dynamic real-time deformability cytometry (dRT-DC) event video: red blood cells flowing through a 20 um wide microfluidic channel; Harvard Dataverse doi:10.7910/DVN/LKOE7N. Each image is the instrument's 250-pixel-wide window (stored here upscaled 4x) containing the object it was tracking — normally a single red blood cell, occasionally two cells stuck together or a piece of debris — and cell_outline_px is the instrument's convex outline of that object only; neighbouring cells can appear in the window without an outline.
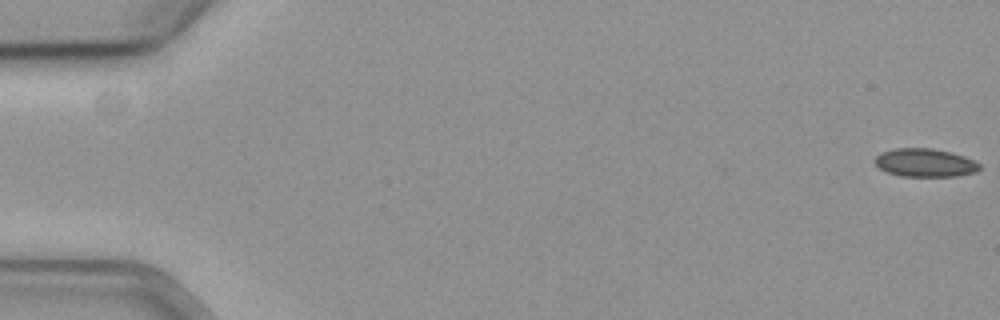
{"species": "common noctule bat (a hibernating species)", "species_latin": "Nyctalus noctula", "temperature_condition": "cold", "stored_images_in_passage": 58, "camera_frame_rate_fps": 3000, "um_per_image_px": 0.085, "animal": {"sex": "female", "body_mass_g": 19.3, "forearm_length_mm": 54.1}, "frame": {"image": 1, "passage_image": 1, "time_ms": 0.0, "image_size_px": [1000, 320], "cell_outline_px": [[980, 168], [976, 172], [956, 176], [904, 176], [888, 172], [880, 168], [876, 164], [876, 156], [880, 152], [896, 148], [932, 148], [952, 152], [964, 156], [980, 164]], "centroid_in_image_um": [78.64, 13.82], "position_along_channel_um": 6.4, "area_um2": 17.11}}
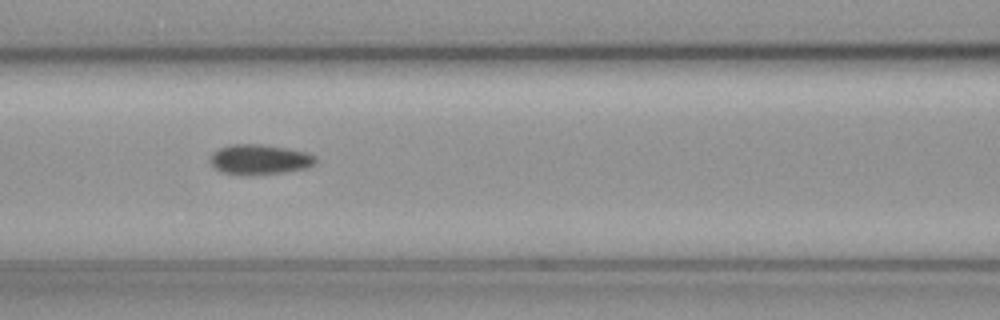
{"frame": {"image": 2, "passage_image": 26, "time_ms": 8.333, "image_size_px": [1000, 320], "cell_outline_px": [[316, 160], [312, 164], [304, 168], [284, 172], [252, 176], [244, 176], [224, 172], [216, 168], [212, 164], [212, 152], [220, 148], [232, 144], [260, 144], [284, 148], [304, 152], [316, 156]], "centroid_in_image_um": [22.04, 13.57], "position_along_channel_um": 144.6, "area_um2": 18.21}}
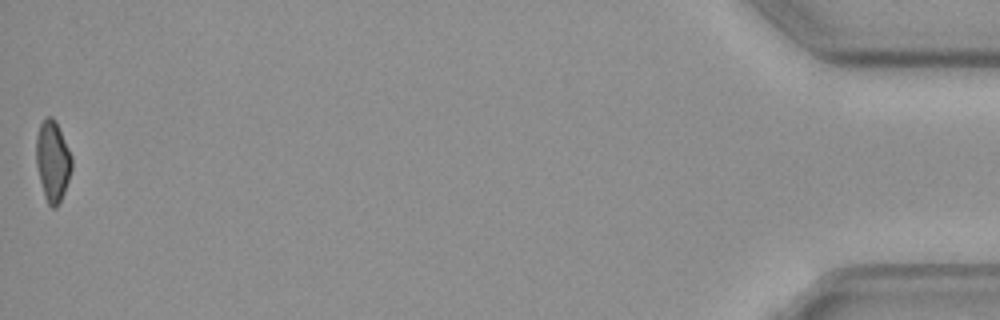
{"frame": {"image": 3, "passage_image": 58, "time_ms": 19.0, "image_size_px": [1000, 320], "cell_outline_px": [[72, 168], [64, 192], [56, 208], [52, 208], [48, 204], [44, 196], [36, 164], [36, 136], [40, 124], [44, 116], [52, 116], [56, 120], [72, 156]], "centroid_in_image_um": [4.47, 13.64], "position_along_channel_um": 430.7, "area_um2": 16.82}, "authors_computed_cell_mechanics": {"area_um2": 17.629, "velocity_mm_per_s": 3.6431, "shape_relaxation_time_tau1_ms": 10.09, "shape_relaxation_time_tau2_ms": null, "deformation_change_tau1": 0.1064, "deformation_change_tau2": null}}